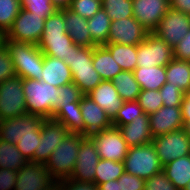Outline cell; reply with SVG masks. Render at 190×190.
Returning <instances> with one entry per match:
<instances>
[{
	"label": "cell",
	"instance_id": "1",
	"mask_svg": "<svg viewBox=\"0 0 190 190\" xmlns=\"http://www.w3.org/2000/svg\"><path fill=\"white\" fill-rule=\"evenodd\" d=\"M64 9L56 10L48 16L38 47L47 56L68 60L73 41L65 28Z\"/></svg>",
	"mask_w": 190,
	"mask_h": 190
},
{
	"label": "cell",
	"instance_id": "2",
	"mask_svg": "<svg viewBox=\"0 0 190 190\" xmlns=\"http://www.w3.org/2000/svg\"><path fill=\"white\" fill-rule=\"evenodd\" d=\"M93 47L71 45L68 60H63L70 68L72 82L77 85L83 95L89 94L103 80L93 67Z\"/></svg>",
	"mask_w": 190,
	"mask_h": 190
},
{
	"label": "cell",
	"instance_id": "3",
	"mask_svg": "<svg viewBox=\"0 0 190 190\" xmlns=\"http://www.w3.org/2000/svg\"><path fill=\"white\" fill-rule=\"evenodd\" d=\"M84 137L85 135L82 134L68 133L44 164L56 182L70 178Z\"/></svg>",
	"mask_w": 190,
	"mask_h": 190
},
{
	"label": "cell",
	"instance_id": "4",
	"mask_svg": "<svg viewBox=\"0 0 190 190\" xmlns=\"http://www.w3.org/2000/svg\"><path fill=\"white\" fill-rule=\"evenodd\" d=\"M6 47L11 55L17 76L22 79L41 81L44 54L38 45L16 42L6 38Z\"/></svg>",
	"mask_w": 190,
	"mask_h": 190
},
{
	"label": "cell",
	"instance_id": "5",
	"mask_svg": "<svg viewBox=\"0 0 190 190\" xmlns=\"http://www.w3.org/2000/svg\"><path fill=\"white\" fill-rule=\"evenodd\" d=\"M23 89L28 114L44 119L53 117L57 109L59 88L43 81L23 79Z\"/></svg>",
	"mask_w": 190,
	"mask_h": 190
},
{
	"label": "cell",
	"instance_id": "6",
	"mask_svg": "<svg viewBox=\"0 0 190 190\" xmlns=\"http://www.w3.org/2000/svg\"><path fill=\"white\" fill-rule=\"evenodd\" d=\"M124 167L126 173L143 179H148L163 169L153 143L129 147Z\"/></svg>",
	"mask_w": 190,
	"mask_h": 190
},
{
	"label": "cell",
	"instance_id": "7",
	"mask_svg": "<svg viewBox=\"0 0 190 190\" xmlns=\"http://www.w3.org/2000/svg\"><path fill=\"white\" fill-rule=\"evenodd\" d=\"M27 113L23 79L15 75L0 83V121Z\"/></svg>",
	"mask_w": 190,
	"mask_h": 190
},
{
	"label": "cell",
	"instance_id": "8",
	"mask_svg": "<svg viewBox=\"0 0 190 190\" xmlns=\"http://www.w3.org/2000/svg\"><path fill=\"white\" fill-rule=\"evenodd\" d=\"M45 18L21 9L13 25L7 31V39L38 45L44 29Z\"/></svg>",
	"mask_w": 190,
	"mask_h": 190
},
{
	"label": "cell",
	"instance_id": "9",
	"mask_svg": "<svg viewBox=\"0 0 190 190\" xmlns=\"http://www.w3.org/2000/svg\"><path fill=\"white\" fill-rule=\"evenodd\" d=\"M173 58V48L153 32L137 45L136 67L166 66Z\"/></svg>",
	"mask_w": 190,
	"mask_h": 190
},
{
	"label": "cell",
	"instance_id": "10",
	"mask_svg": "<svg viewBox=\"0 0 190 190\" xmlns=\"http://www.w3.org/2000/svg\"><path fill=\"white\" fill-rule=\"evenodd\" d=\"M152 143L162 166L190 154V138L183 128L156 136Z\"/></svg>",
	"mask_w": 190,
	"mask_h": 190
},
{
	"label": "cell",
	"instance_id": "11",
	"mask_svg": "<svg viewBox=\"0 0 190 190\" xmlns=\"http://www.w3.org/2000/svg\"><path fill=\"white\" fill-rule=\"evenodd\" d=\"M89 137L93 140L100 159L124 162L129 146L118 128L112 126Z\"/></svg>",
	"mask_w": 190,
	"mask_h": 190
},
{
	"label": "cell",
	"instance_id": "12",
	"mask_svg": "<svg viewBox=\"0 0 190 190\" xmlns=\"http://www.w3.org/2000/svg\"><path fill=\"white\" fill-rule=\"evenodd\" d=\"M43 120L44 118L41 116L28 113L3 119L0 121V140L17 144L22 137L34 135V132H41Z\"/></svg>",
	"mask_w": 190,
	"mask_h": 190
},
{
	"label": "cell",
	"instance_id": "13",
	"mask_svg": "<svg viewBox=\"0 0 190 190\" xmlns=\"http://www.w3.org/2000/svg\"><path fill=\"white\" fill-rule=\"evenodd\" d=\"M69 130L59 121L46 118L41 124L40 144L30 162L45 164L55 148L63 141Z\"/></svg>",
	"mask_w": 190,
	"mask_h": 190
},
{
	"label": "cell",
	"instance_id": "14",
	"mask_svg": "<svg viewBox=\"0 0 190 190\" xmlns=\"http://www.w3.org/2000/svg\"><path fill=\"white\" fill-rule=\"evenodd\" d=\"M189 30L190 15L169 8L153 33L173 48Z\"/></svg>",
	"mask_w": 190,
	"mask_h": 190
},
{
	"label": "cell",
	"instance_id": "15",
	"mask_svg": "<svg viewBox=\"0 0 190 190\" xmlns=\"http://www.w3.org/2000/svg\"><path fill=\"white\" fill-rule=\"evenodd\" d=\"M99 160L100 156L93 140L89 136H85L81 141L77 162L69 179L95 183V170Z\"/></svg>",
	"mask_w": 190,
	"mask_h": 190
},
{
	"label": "cell",
	"instance_id": "16",
	"mask_svg": "<svg viewBox=\"0 0 190 190\" xmlns=\"http://www.w3.org/2000/svg\"><path fill=\"white\" fill-rule=\"evenodd\" d=\"M148 33L134 17L112 20L106 43L138 45L145 40Z\"/></svg>",
	"mask_w": 190,
	"mask_h": 190
},
{
	"label": "cell",
	"instance_id": "17",
	"mask_svg": "<svg viewBox=\"0 0 190 190\" xmlns=\"http://www.w3.org/2000/svg\"><path fill=\"white\" fill-rule=\"evenodd\" d=\"M55 182L44 164L29 161L17 171L14 190H45Z\"/></svg>",
	"mask_w": 190,
	"mask_h": 190
},
{
	"label": "cell",
	"instance_id": "18",
	"mask_svg": "<svg viewBox=\"0 0 190 190\" xmlns=\"http://www.w3.org/2000/svg\"><path fill=\"white\" fill-rule=\"evenodd\" d=\"M133 17L153 32L170 8L169 0H133Z\"/></svg>",
	"mask_w": 190,
	"mask_h": 190
},
{
	"label": "cell",
	"instance_id": "19",
	"mask_svg": "<svg viewBox=\"0 0 190 190\" xmlns=\"http://www.w3.org/2000/svg\"><path fill=\"white\" fill-rule=\"evenodd\" d=\"M149 116L151 135L154 137L167 134L183 128L181 106H162Z\"/></svg>",
	"mask_w": 190,
	"mask_h": 190
},
{
	"label": "cell",
	"instance_id": "20",
	"mask_svg": "<svg viewBox=\"0 0 190 190\" xmlns=\"http://www.w3.org/2000/svg\"><path fill=\"white\" fill-rule=\"evenodd\" d=\"M80 107L85 126V136L112 127L111 118L89 96L83 95L81 97Z\"/></svg>",
	"mask_w": 190,
	"mask_h": 190
},
{
	"label": "cell",
	"instance_id": "21",
	"mask_svg": "<svg viewBox=\"0 0 190 190\" xmlns=\"http://www.w3.org/2000/svg\"><path fill=\"white\" fill-rule=\"evenodd\" d=\"M96 104L105 110L111 120L123 104L112 81L103 80L96 88L87 94Z\"/></svg>",
	"mask_w": 190,
	"mask_h": 190
},
{
	"label": "cell",
	"instance_id": "22",
	"mask_svg": "<svg viewBox=\"0 0 190 190\" xmlns=\"http://www.w3.org/2000/svg\"><path fill=\"white\" fill-rule=\"evenodd\" d=\"M113 127L118 128L129 147L142 146L153 141V136L150 132L149 116L145 113L142 116H138V119H133L130 124Z\"/></svg>",
	"mask_w": 190,
	"mask_h": 190
},
{
	"label": "cell",
	"instance_id": "23",
	"mask_svg": "<svg viewBox=\"0 0 190 190\" xmlns=\"http://www.w3.org/2000/svg\"><path fill=\"white\" fill-rule=\"evenodd\" d=\"M41 81L60 88L72 82V73L63 60L44 55Z\"/></svg>",
	"mask_w": 190,
	"mask_h": 190
},
{
	"label": "cell",
	"instance_id": "24",
	"mask_svg": "<svg viewBox=\"0 0 190 190\" xmlns=\"http://www.w3.org/2000/svg\"><path fill=\"white\" fill-rule=\"evenodd\" d=\"M64 19L66 31L74 44L82 47L97 46L92 41L86 18L81 17L67 8L64 9Z\"/></svg>",
	"mask_w": 190,
	"mask_h": 190
},
{
	"label": "cell",
	"instance_id": "25",
	"mask_svg": "<svg viewBox=\"0 0 190 190\" xmlns=\"http://www.w3.org/2000/svg\"><path fill=\"white\" fill-rule=\"evenodd\" d=\"M92 63L102 80L111 81L122 71V68L115 62L112 54L104 45L93 47Z\"/></svg>",
	"mask_w": 190,
	"mask_h": 190
},
{
	"label": "cell",
	"instance_id": "26",
	"mask_svg": "<svg viewBox=\"0 0 190 190\" xmlns=\"http://www.w3.org/2000/svg\"><path fill=\"white\" fill-rule=\"evenodd\" d=\"M133 73L141 90H159L166 83V66L136 67Z\"/></svg>",
	"mask_w": 190,
	"mask_h": 190
},
{
	"label": "cell",
	"instance_id": "27",
	"mask_svg": "<svg viewBox=\"0 0 190 190\" xmlns=\"http://www.w3.org/2000/svg\"><path fill=\"white\" fill-rule=\"evenodd\" d=\"M162 171L178 190H184L190 181V154L170 161Z\"/></svg>",
	"mask_w": 190,
	"mask_h": 190
},
{
	"label": "cell",
	"instance_id": "28",
	"mask_svg": "<svg viewBox=\"0 0 190 190\" xmlns=\"http://www.w3.org/2000/svg\"><path fill=\"white\" fill-rule=\"evenodd\" d=\"M52 118L62 123L69 133L85 135L80 102H72V106L62 107Z\"/></svg>",
	"mask_w": 190,
	"mask_h": 190
},
{
	"label": "cell",
	"instance_id": "29",
	"mask_svg": "<svg viewBox=\"0 0 190 190\" xmlns=\"http://www.w3.org/2000/svg\"><path fill=\"white\" fill-rule=\"evenodd\" d=\"M166 82L185 93L190 88V62L173 58L166 65Z\"/></svg>",
	"mask_w": 190,
	"mask_h": 190
},
{
	"label": "cell",
	"instance_id": "30",
	"mask_svg": "<svg viewBox=\"0 0 190 190\" xmlns=\"http://www.w3.org/2000/svg\"><path fill=\"white\" fill-rule=\"evenodd\" d=\"M111 81L123 101L138 100L141 88L133 72L122 70Z\"/></svg>",
	"mask_w": 190,
	"mask_h": 190
},
{
	"label": "cell",
	"instance_id": "31",
	"mask_svg": "<svg viewBox=\"0 0 190 190\" xmlns=\"http://www.w3.org/2000/svg\"><path fill=\"white\" fill-rule=\"evenodd\" d=\"M111 22L112 20L106 14V11L103 8H100L93 17L87 19V26L92 41L97 46L106 44Z\"/></svg>",
	"mask_w": 190,
	"mask_h": 190
},
{
	"label": "cell",
	"instance_id": "32",
	"mask_svg": "<svg viewBox=\"0 0 190 190\" xmlns=\"http://www.w3.org/2000/svg\"><path fill=\"white\" fill-rule=\"evenodd\" d=\"M104 46L122 70L133 72L137 65V45L106 43Z\"/></svg>",
	"mask_w": 190,
	"mask_h": 190
},
{
	"label": "cell",
	"instance_id": "33",
	"mask_svg": "<svg viewBox=\"0 0 190 190\" xmlns=\"http://www.w3.org/2000/svg\"><path fill=\"white\" fill-rule=\"evenodd\" d=\"M27 162L15 144L0 140V168L18 171Z\"/></svg>",
	"mask_w": 190,
	"mask_h": 190
},
{
	"label": "cell",
	"instance_id": "34",
	"mask_svg": "<svg viewBox=\"0 0 190 190\" xmlns=\"http://www.w3.org/2000/svg\"><path fill=\"white\" fill-rule=\"evenodd\" d=\"M95 184L119 179L125 172L124 162L100 159L95 170Z\"/></svg>",
	"mask_w": 190,
	"mask_h": 190
},
{
	"label": "cell",
	"instance_id": "35",
	"mask_svg": "<svg viewBox=\"0 0 190 190\" xmlns=\"http://www.w3.org/2000/svg\"><path fill=\"white\" fill-rule=\"evenodd\" d=\"M101 4L111 20L133 17V0H101Z\"/></svg>",
	"mask_w": 190,
	"mask_h": 190
},
{
	"label": "cell",
	"instance_id": "36",
	"mask_svg": "<svg viewBox=\"0 0 190 190\" xmlns=\"http://www.w3.org/2000/svg\"><path fill=\"white\" fill-rule=\"evenodd\" d=\"M143 114V109L137 100L124 101L118 113L112 119V126L130 124L133 119H138V116H142Z\"/></svg>",
	"mask_w": 190,
	"mask_h": 190
},
{
	"label": "cell",
	"instance_id": "37",
	"mask_svg": "<svg viewBox=\"0 0 190 190\" xmlns=\"http://www.w3.org/2000/svg\"><path fill=\"white\" fill-rule=\"evenodd\" d=\"M21 0H0V28L7 33L21 11Z\"/></svg>",
	"mask_w": 190,
	"mask_h": 190
},
{
	"label": "cell",
	"instance_id": "38",
	"mask_svg": "<svg viewBox=\"0 0 190 190\" xmlns=\"http://www.w3.org/2000/svg\"><path fill=\"white\" fill-rule=\"evenodd\" d=\"M81 93L79 87L73 82L63 85L59 88L57 98V109L53 112V116L62 108L72 106V102H81Z\"/></svg>",
	"mask_w": 190,
	"mask_h": 190
},
{
	"label": "cell",
	"instance_id": "39",
	"mask_svg": "<svg viewBox=\"0 0 190 190\" xmlns=\"http://www.w3.org/2000/svg\"><path fill=\"white\" fill-rule=\"evenodd\" d=\"M143 112L147 115L158 111L163 106L159 90H141L138 100Z\"/></svg>",
	"mask_w": 190,
	"mask_h": 190
},
{
	"label": "cell",
	"instance_id": "40",
	"mask_svg": "<svg viewBox=\"0 0 190 190\" xmlns=\"http://www.w3.org/2000/svg\"><path fill=\"white\" fill-rule=\"evenodd\" d=\"M102 8L101 0H72L69 10L83 18L93 17Z\"/></svg>",
	"mask_w": 190,
	"mask_h": 190
},
{
	"label": "cell",
	"instance_id": "41",
	"mask_svg": "<svg viewBox=\"0 0 190 190\" xmlns=\"http://www.w3.org/2000/svg\"><path fill=\"white\" fill-rule=\"evenodd\" d=\"M21 7L33 14L42 15L45 19L57 10L51 0H21Z\"/></svg>",
	"mask_w": 190,
	"mask_h": 190
},
{
	"label": "cell",
	"instance_id": "42",
	"mask_svg": "<svg viewBox=\"0 0 190 190\" xmlns=\"http://www.w3.org/2000/svg\"><path fill=\"white\" fill-rule=\"evenodd\" d=\"M159 91L162 96L163 106H181L185 93L177 86H173V84L166 82Z\"/></svg>",
	"mask_w": 190,
	"mask_h": 190
},
{
	"label": "cell",
	"instance_id": "43",
	"mask_svg": "<svg viewBox=\"0 0 190 190\" xmlns=\"http://www.w3.org/2000/svg\"><path fill=\"white\" fill-rule=\"evenodd\" d=\"M40 137L41 132H34V135H26L15 144L24 159L28 162L34 157L36 147L40 144Z\"/></svg>",
	"mask_w": 190,
	"mask_h": 190
},
{
	"label": "cell",
	"instance_id": "44",
	"mask_svg": "<svg viewBox=\"0 0 190 190\" xmlns=\"http://www.w3.org/2000/svg\"><path fill=\"white\" fill-rule=\"evenodd\" d=\"M144 190H178L162 172L145 179Z\"/></svg>",
	"mask_w": 190,
	"mask_h": 190
},
{
	"label": "cell",
	"instance_id": "45",
	"mask_svg": "<svg viewBox=\"0 0 190 190\" xmlns=\"http://www.w3.org/2000/svg\"><path fill=\"white\" fill-rule=\"evenodd\" d=\"M15 69L11 55L6 46L0 49V83L14 77Z\"/></svg>",
	"mask_w": 190,
	"mask_h": 190
},
{
	"label": "cell",
	"instance_id": "46",
	"mask_svg": "<svg viewBox=\"0 0 190 190\" xmlns=\"http://www.w3.org/2000/svg\"><path fill=\"white\" fill-rule=\"evenodd\" d=\"M118 183L120 190H144L145 179L124 172Z\"/></svg>",
	"mask_w": 190,
	"mask_h": 190
},
{
	"label": "cell",
	"instance_id": "47",
	"mask_svg": "<svg viewBox=\"0 0 190 190\" xmlns=\"http://www.w3.org/2000/svg\"><path fill=\"white\" fill-rule=\"evenodd\" d=\"M173 56L178 60L190 61V30L185 37L173 47Z\"/></svg>",
	"mask_w": 190,
	"mask_h": 190
},
{
	"label": "cell",
	"instance_id": "48",
	"mask_svg": "<svg viewBox=\"0 0 190 190\" xmlns=\"http://www.w3.org/2000/svg\"><path fill=\"white\" fill-rule=\"evenodd\" d=\"M17 171L0 168V190H14Z\"/></svg>",
	"mask_w": 190,
	"mask_h": 190
},
{
	"label": "cell",
	"instance_id": "49",
	"mask_svg": "<svg viewBox=\"0 0 190 190\" xmlns=\"http://www.w3.org/2000/svg\"><path fill=\"white\" fill-rule=\"evenodd\" d=\"M60 190H98V186L95 183L65 179L60 181Z\"/></svg>",
	"mask_w": 190,
	"mask_h": 190
},
{
	"label": "cell",
	"instance_id": "50",
	"mask_svg": "<svg viewBox=\"0 0 190 190\" xmlns=\"http://www.w3.org/2000/svg\"><path fill=\"white\" fill-rule=\"evenodd\" d=\"M171 9L190 15V0H169Z\"/></svg>",
	"mask_w": 190,
	"mask_h": 190
},
{
	"label": "cell",
	"instance_id": "51",
	"mask_svg": "<svg viewBox=\"0 0 190 190\" xmlns=\"http://www.w3.org/2000/svg\"><path fill=\"white\" fill-rule=\"evenodd\" d=\"M98 190H120L118 179L99 184Z\"/></svg>",
	"mask_w": 190,
	"mask_h": 190
},
{
	"label": "cell",
	"instance_id": "52",
	"mask_svg": "<svg viewBox=\"0 0 190 190\" xmlns=\"http://www.w3.org/2000/svg\"><path fill=\"white\" fill-rule=\"evenodd\" d=\"M72 0H51L53 5L58 9H67L69 8Z\"/></svg>",
	"mask_w": 190,
	"mask_h": 190
},
{
	"label": "cell",
	"instance_id": "53",
	"mask_svg": "<svg viewBox=\"0 0 190 190\" xmlns=\"http://www.w3.org/2000/svg\"><path fill=\"white\" fill-rule=\"evenodd\" d=\"M182 116H190V99H185L183 97L181 104Z\"/></svg>",
	"mask_w": 190,
	"mask_h": 190
},
{
	"label": "cell",
	"instance_id": "54",
	"mask_svg": "<svg viewBox=\"0 0 190 190\" xmlns=\"http://www.w3.org/2000/svg\"><path fill=\"white\" fill-rule=\"evenodd\" d=\"M182 120L184 123L183 129L190 138V116H182Z\"/></svg>",
	"mask_w": 190,
	"mask_h": 190
},
{
	"label": "cell",
	"instance_id": "55",
	"mask_svg": "<svg viewBox=\"0 0 190 190\" xmlns=\"http://www.w3.org/2000/svg\"><path fill=\"white\" fill-rule=\"evenodd\" d=\"M6 32L0 28V49L6 46Z\"/></svg>",
	"mask_w": 190,
	"mask_h": 190
},
{
	"label": "cell",
	"instance_id": "56",
	"mask_svg": "<svg viewBox=\"0 0 190 190\" xmlns=\"http://www.w3.org/2000/svg\"><path fill=\"white\" fill-rule=\"evenodd\" d=\"M45 190H60V181L55 182L50 188H47Z\"/></svg>",
	"mask_w": 190,
	"mask_h": 190
},
{
	"label": "cell",
	"instance_id": "57",
	"mask_svg": "<svg viewBox=\"0 0 190 190\" xmlns=\"http://www.w3.org/2000/svg\"><path fill=\"white\" fill-rule=\"evenodd\" d=\"M185 99H190V88L184 94Z\"/></svg>",
	"mask_w": 190,
	"mask_h": 190
},
{
	"label": "cell",
	"instance_id": "58",
	"mask_svg": "<svg viewBox=\"0 0 190 190\" xmlns=\"http://www.w3.org/2000/svg\"><path fill=\"white\" fill-rule=\"evenodd\" d=\"M184 190H190V181H189L188 184L185 186Z\"/></svg>",
	"mask_w": 190,
	"mask_h": 190
}]
</instances>
